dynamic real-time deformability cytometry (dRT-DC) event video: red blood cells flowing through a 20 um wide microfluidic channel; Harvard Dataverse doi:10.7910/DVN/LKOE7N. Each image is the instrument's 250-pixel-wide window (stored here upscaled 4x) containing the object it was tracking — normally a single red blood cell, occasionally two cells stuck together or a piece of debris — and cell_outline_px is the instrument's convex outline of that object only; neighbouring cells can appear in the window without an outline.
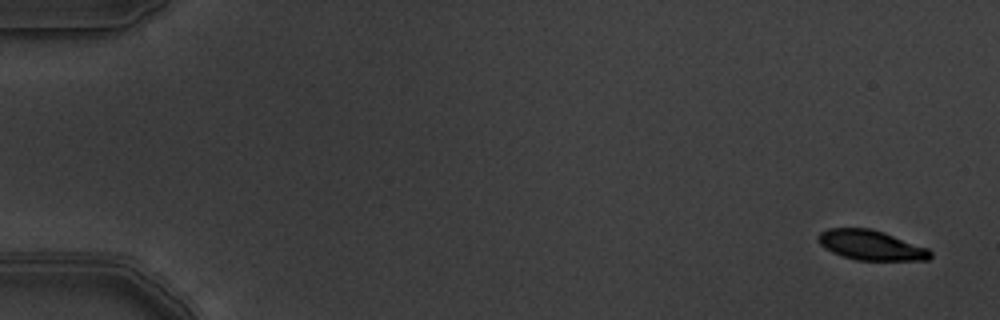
{"species": "common noctule bat (a hibernating species)", "species_latin": "Nyctalus noctula", "temperature_condition": "warm", "stored_images_in_passage": 6, "camera_frame_rate_fps": 3000, "um_per_image_px": 0.085, "animal": {"sex": "male", "body_mass_g": 19.5, "forearm_length_mm": 54.6}, "frame": {"image": 1, "passage_image": 1, "time_ms": 0.0, "image_size_px": [1000, 320], "cell_outline_px": [[932, 256], [928, 260], [856, 260], [832, 252], [824, 248], [816, 240], [816, 236], [820, 232], [828, 228], [872, 228], [884, 232], [928, 248], [932, 252]], "centroid_in_image_um": [74.01, 20.83], "position_along_channel_um": 11.0, "area_um2": 19.65}}